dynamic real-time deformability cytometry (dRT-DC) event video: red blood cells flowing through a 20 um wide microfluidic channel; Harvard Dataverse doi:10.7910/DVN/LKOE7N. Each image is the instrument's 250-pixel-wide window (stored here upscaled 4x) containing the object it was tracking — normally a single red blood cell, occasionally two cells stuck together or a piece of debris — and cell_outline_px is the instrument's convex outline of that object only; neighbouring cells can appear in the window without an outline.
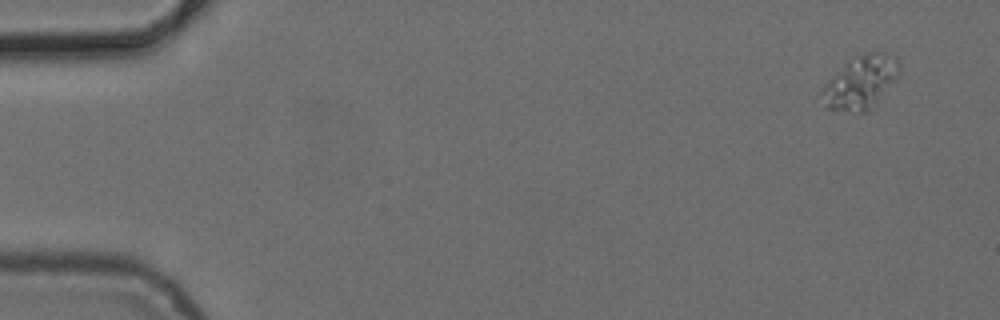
{"species": "common noctule bat (a hibernating species)", "species_latin": "Nyctalus noctula", "temperature_condition": "cold", "stored_images_in_passage": 5, "camera_frame_rate_fps": 3000, "um_per_image_px": 0.085, "animal": {"sex": "female", "body_mass_g": 24.6, "forearm_length_mm": 56.2}, "frame": {"image": 1, "passage_image": 1, "time_ms": 0.0, "image_size_px": [1000, 320], "cell_outline_px": [[900, 72], [896, 80], [872, 112], [860, 112], [828, 108], [820, 92], [824, 84], [848, 60], [868, 52], [892, 52], [896, 56], [900, 64]], "centroid_in_image_um": [73.25, 6.99], "position_along_channel_um": 11.8, "area_um2": 24.33}}
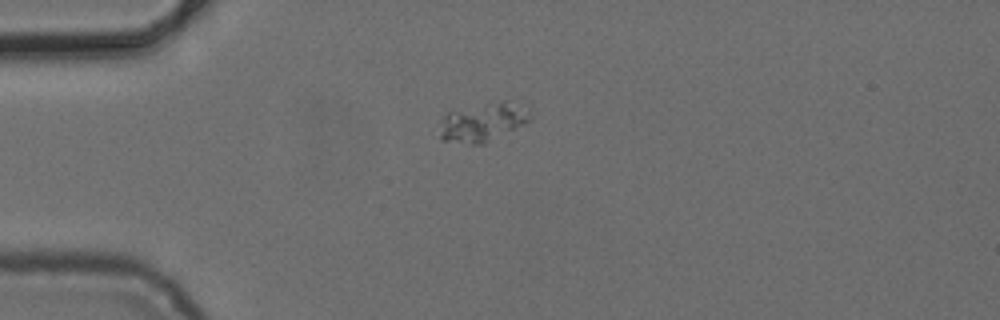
{"frame": {"image": 2, "passage_image": 4, "time_ms": 3.667, "image_size_px": [1000, 320], "cell_outline_px": [[532, 116], [524, 124], [484, 144], [472, 144], [440, 140], [440, 136], [444, 116], [448, 112], [488, 100], [504, 100], [528, 112]], "centroid_in_image_um": [41.0, 10.37], "position_along_channel_um": 44.0, "area_um2": 20.17}}